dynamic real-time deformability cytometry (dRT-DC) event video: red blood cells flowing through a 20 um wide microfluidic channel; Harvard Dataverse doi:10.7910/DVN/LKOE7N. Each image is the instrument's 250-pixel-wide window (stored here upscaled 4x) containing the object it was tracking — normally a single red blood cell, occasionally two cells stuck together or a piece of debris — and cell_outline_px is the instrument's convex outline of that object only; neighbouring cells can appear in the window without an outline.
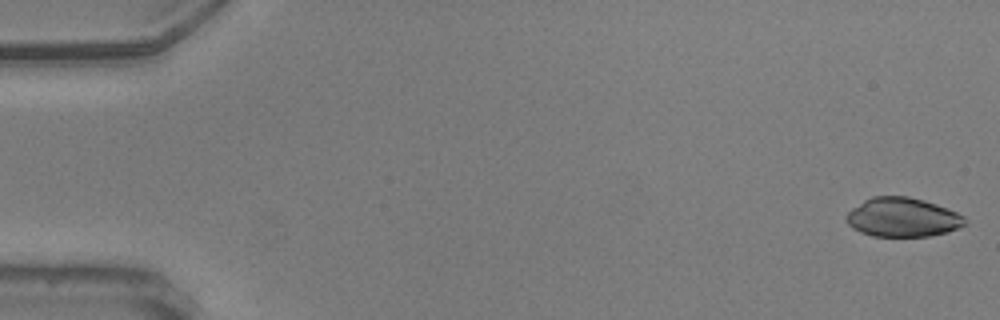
{"species": "common noctule bat (a hibernating species)", "species_latin": "Nyctalus noctula", "temperature_condition": "warm", "stored_images_in_passage": 56, "camera_frame_rate_fps": 3000, "um_per_image_px": 0.085, "animal": {"sex": "male", "body_mass_g": 20.5, "forearm_length_mm": 52.5}, "frame": {"image": 1, "passage_image": 1, "time_ms": 0.0, "image_size_px": [1000, 320], "cell_outline_px": [[968, 224], [960, 228], [948, 232], [932, 236], [872, 236], [860, 232], [852, 228], [848, 224], [844, 216], [852, 208], [864, 200], [872, 196], [908, 196], [924, 200], [936, 204], [956, 212], [964, 216], [968, 220]], "centroid_in_image_um": [76.74, 18.48], "position_along_channel_um": 8.3, "area_um2": 27.34}}
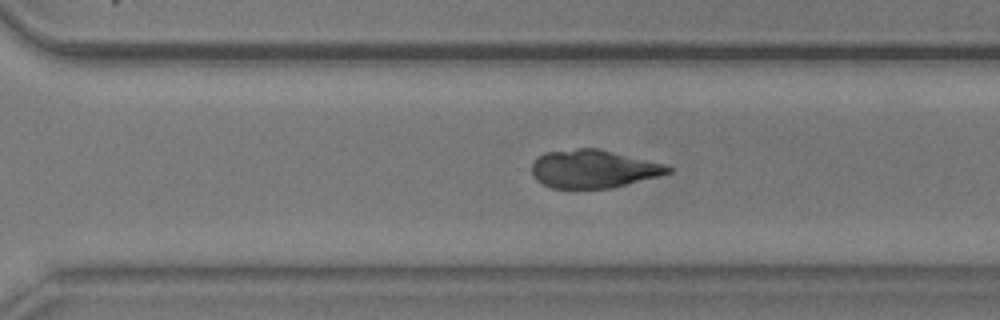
{"frame": {"image": 2, "passage_image": 39, "time_ms": 12.667, "image_size_px": [1000, 320], "cell_outline_px": [[672, 172], [612, 188], [552, 188], [536, 180], [532, 176], [532, 164], [536, 156], [544, 152], [576, 148], [600, 148], [664, 164], [672, 168]], "centroid_in_image_um": [50.39, 14.34], "position_along_channel_um": 320.2, "area_um2": 30.35}}
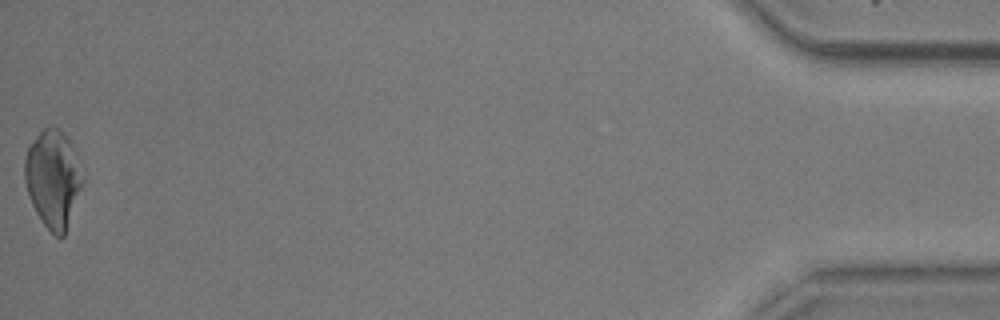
{"frame": {"image": 3, "passage_image": 56, "time_ms": 18.333, "image_size_px": [1000, 320], "cell_outline_px": [[84, 180], [64, 236], [60, 240], [44, 224], [36, 212], [32, 204], [24, 180], [24, 160], [28, 148], [40, 132], [48, 124], [52, 124], [72, 144], [84, 176]], "centroid_in_image_um": [4.51, 15.2], "position_along_channel_um": 430.7, "area_um2": 32.66}}